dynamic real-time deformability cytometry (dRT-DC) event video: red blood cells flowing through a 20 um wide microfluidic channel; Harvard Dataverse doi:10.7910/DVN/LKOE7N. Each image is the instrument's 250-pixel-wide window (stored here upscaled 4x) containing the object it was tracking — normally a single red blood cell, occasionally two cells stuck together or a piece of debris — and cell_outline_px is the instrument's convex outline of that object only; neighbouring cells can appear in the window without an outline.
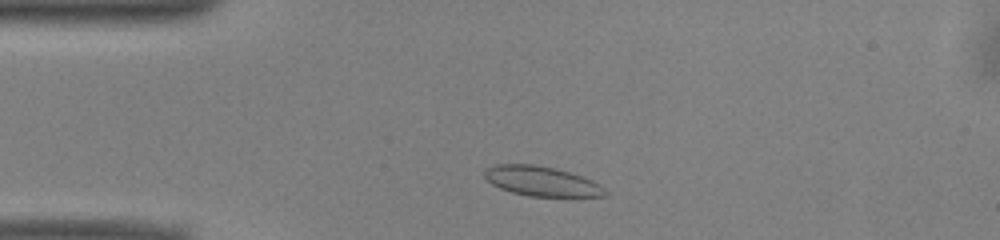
{"species": "common noctule bat (a hibernating species)", "species_latin": "Nyctalus noctula", "temperature_condition": "warm", "stored_images_in_passage": 44, "camera_frame_rate_fps": 3000, "um_per_image_px": 0.085, "animal": {"sex": "male", "body_mass_g": 13.0, "forearm_length_mm": 53.1}, "frame": {"image": 1, "passage_image": 4, "time_ms": 1.0, "image_size_px": [1000, 240], "cell_outline_px": [[608, 196], [528, 196], [512, 192], [500, 188], [492, 184], [484, 176], [484, 172], [488, 168], [496, 164], [536, 164], [556, 168], [592, 180], [600, 184], [608, 192]], "centroid_in_image_um": [46.05, 15.4], "position_along_channel_um": 39.0, "area_um2": 20.81}}
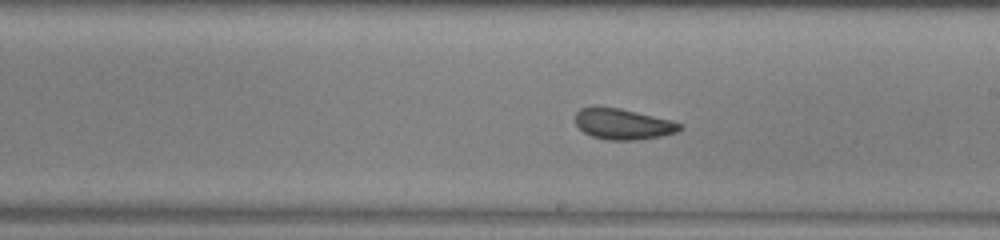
{"frame": {"image": 2, "passage_image": 21, "time_ms": 6.667, "image_size_px": [1000, 240], "cell_outline_px": [[684, 128], [676, 132], [660, 136], [636, 140], [608, 140], [592, 136], [584, 132], [576, 124], [576, 112], [580, 108], [592, 104], [596, 104], [620, 108], [672, 120], [684, 124]], "centroid_in_image_um": [52.94, 10.51], "position_along_channel_um": 236.1, "area_um2": 19.19}}
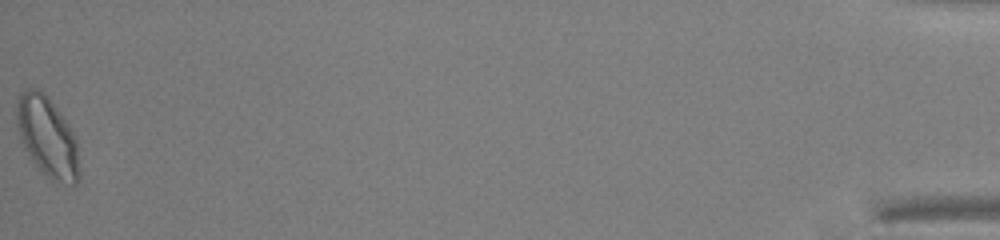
{"frame": {"image": 3, "passage_image": 44, "time_ms": 14.333, "image_size_px": [1000, 240], "cell_outline_px": [[80, 180], [76, 184], [56, 184], [32, 160], [20, 140], [16, 124], [16, 100], [20, 92], [28, 88], [36, 88], [44, 92], [72, 128], [76, 140], [80, 172]], "centroid_in_image_um": [4.03, 11.63], "position_along_channel_um": 431.2, "area_um2": 29.59}, "authors_computed_cell_mechanics": {"area_um2": 20.4323, "velocity_mm_per_s": 3.9424, "shape_relaxation_time_tau1_ms": 6.4424, "shape_relaxation_time_tau2_ms": 1.7362, "deformation_change_tau1": 0.1219, "deformation_change_tau2": 0.0618}}